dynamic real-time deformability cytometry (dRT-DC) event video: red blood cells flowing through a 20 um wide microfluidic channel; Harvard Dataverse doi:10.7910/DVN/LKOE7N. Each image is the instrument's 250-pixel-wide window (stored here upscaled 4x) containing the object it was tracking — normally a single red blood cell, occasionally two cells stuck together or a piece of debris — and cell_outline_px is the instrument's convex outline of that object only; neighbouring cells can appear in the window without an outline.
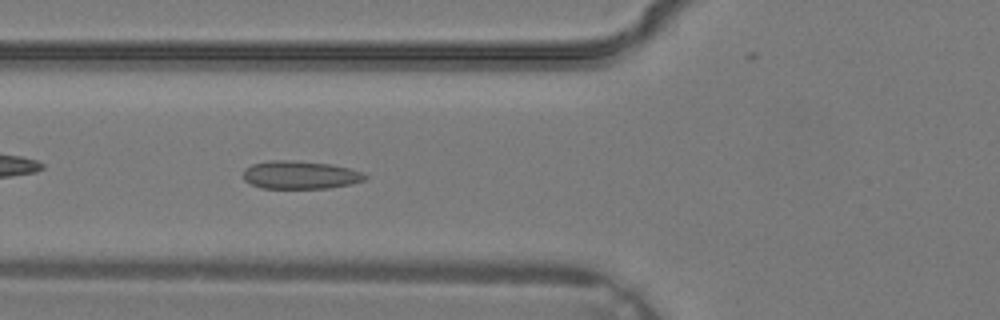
{"species": "common noctule bat (a hibernating species)", "species_latin": "Nyctalus noctula", "temperature_condition": "warm", "stored_images_in_passage": 35, "camera_frame_rate_fps": 3000, "um_per_image_px": 0.085, "animal": {"sex": "male", "body_mass_g": 19.2, "forearm_length_mm": 51.8}, "frame": {"image": 1, "passage_image": 13, "time_ms": 4.0, "image_size_px": [1000, 320], "cell_outline_px": [[368, 176], [364, 180], [352, 184], [328, 188], [260, 188], [244, 180], [244, 168], [252, 164], [268, 160], [292, 160], [332, 164], [348, 168], [360, 172]], "centroid_in_image_um": [25.5, 14.86], "position_along_channel_um": 100.3, "area_um2": 19.94}}
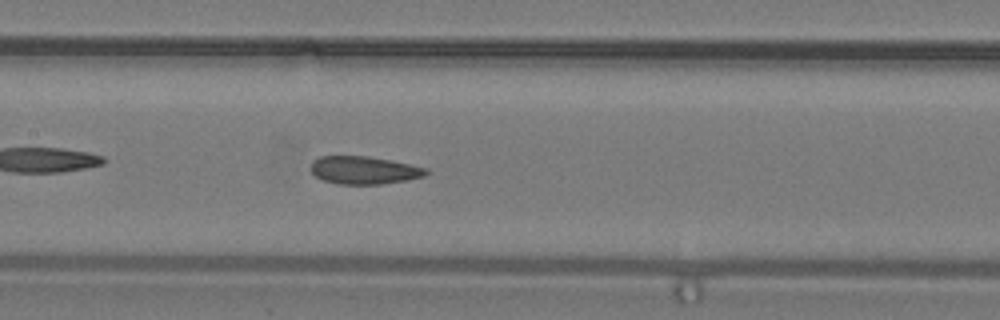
{"frame": {"image": 2, "passage_image": 17, "time_ms": 5.333, "image_size_px": [1000, 320], "cell_outline_px": [[428, 172], [424, 176], [408, 180], [380, 184], [340, 184], [324, 180], [316, 176], [312, 172], [312, 160], [320, 156], [368, 156], [428, 168]], "centroid_in_image_um": [30.95, 14.46], "position_along_channel_um": 176.5, "area_um2": 18.5}}
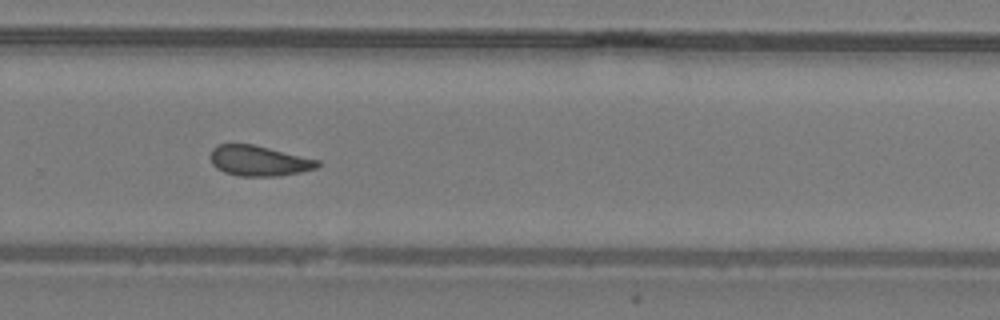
{"frame": {"image": 3, "passage_image": 24, "time_ms": 7.667, "image_size_px": [1000, 320], "cell_outline_px": [[320, 164], [316, 168], [300, 172], [280, 176], [240, 176], [224, 172], [216, 168], [212, 164], [212, 148], [216, 144], [252, 144], [320, 160]], "centroid_in_image_um": [22.01, 13.67], "position_along_channel_um": 307.8, "area_um2": 18.84}}